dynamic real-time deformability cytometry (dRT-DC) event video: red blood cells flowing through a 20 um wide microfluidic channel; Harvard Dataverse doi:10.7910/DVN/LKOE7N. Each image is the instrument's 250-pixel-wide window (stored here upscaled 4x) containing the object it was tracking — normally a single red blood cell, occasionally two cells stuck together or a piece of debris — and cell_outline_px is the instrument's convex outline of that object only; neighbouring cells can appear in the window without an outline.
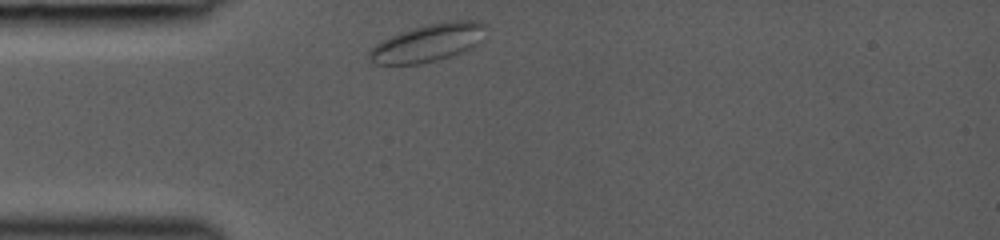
{"species": "common noctule bat (a hibernating species)", "species_latin": "Nyctalus noctula", "temperature_condition": "room temperature", "stored_images_in_passage": 30, "camera_frame_rate_fps": 3000, "um_per_image_px": 0.085, "animal": {"sex": "female", "body_mass_g": 19.0, "forearm_length_mm": 53.3}, "frame": {"image": 1, "passage_image": 1, "time_ms": 0.0, "image_size_px": [1000, 240], "cell_outline_px": [[488, 28], [480, 44], [460, 52], [436, 60], [420, 64], [376, 64], [368, 60], [368, 52], [376, 44], [392, 36], [428, 24], [448, 20], [476, 20], [484, 24]], "centroid_in_image_um": [36.44, 3.63], "position_along_channel_um": 48.6, "area_um2": 25.37}}
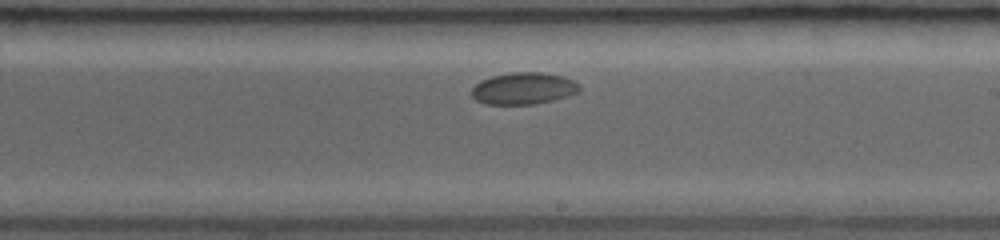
{"frame": {"image": 2, "passage_image": 17, "time_ms": 5.333, "image_size_px": [1000, 240], "cell_outline_px": [[580, 92], [568, 96], [552, 100], [532, 104], [484, 104], [476, 100], [472, 96], [472, 88], [480, 80], [492, 76], [512, 72], [540, 72], [564, 76], [580, 84]], "centroid_in_image_um": [44.51, 7.51], "position_along_channel_um": 244.5, "area_um2": 20.06}}
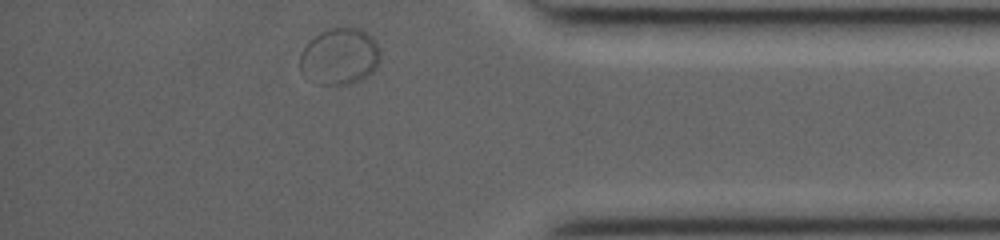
{"frame": {"image": 3, "passage_image": 30, "time_ms": 9.667, "image_size_px": [1000, 240], "cell_outline_px": [[380, 60], [376, 68], [372, 72], [360, 80], [348, 84], [316, 84], [300, 72], [300, 52], [320, 32], [328, 28], [360, 28], [372, 36], [376, 40], [380, 48]], "centroid_in_image_um": [28.89, 4.8], "position_along_channel_um": 406.3, "area_um2": 26.59}}